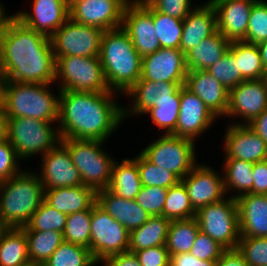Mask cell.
Masks as SVG:
<instances>
[{
    "instance_id": "obj_37",
    "label": "cell",
    "mask_w": 267,
    "mask_h": 266,
    "mask_svg": "<svg viewBox=\"0 0 267 266\" xmlns=\"http://www.w3.org/2000/svg\"><path fill=\"white\" fill-rule=\"evenodd\" d=\"M94 260L89 248L63 241L53 252L44 266H94Z\"/></svg>"
},
{
    "instance_id": "obj_9",
    "label": "cell",
    "mask_w": 267,
    "mask_h": 266,
    "mask_svg": "<svg viewBox=\"0 0 267 266\" xmlns=\"http://www.w3.org/2000/svg\"><path fill=\"white\" fill-rule=\"evenodd\" d=\"M195 218L202 233L210 236L225 249H236L241 238L236 199H227L201 207Z\"/></svg>"
},
{
    "instance_id": "obj_54",
    "label": "cell",
    "mask_w": 267,
    "mask_h": 266,
    "mask_svg": "<svg viewBox=\"0 0 267 266\" xmlns=\"http://www.w3.org/2000/svg\"><path fill=\"white\" fill-rule=\"evenodd\" d=\"M101 263L104 266H141L135 253L129 251L106 257Z\"/></svg>"
},
{
    "instance_id": "obj_27",
    "label": "cell",
    "mask_w": 267,
    "mask_h": 266,
    "mask_svg": "<svg viewBox=\"0 0 267 266\" xmlns=\"http://www.w3.org/2000/svg\"><path fill=\"white\" fill-rule=\"evenodd\" d=\"M97 204L129 232L142 226L151 217L135 199L127 200L108 189L97 191Z\"/></svg>"
},
{
    "instance_id": "obj_52",
    "label": "cell",
    "mask_w": 267,
    "mask_h": 266,
    "mask_svg": "<svg viewBox=\"0 0 267 266\" xmlns=\"http://www.w3.org/2000/svg\"><path fill=\"white\" fill-rule=\"evenodd\" d=\"M253 194L267 195V160L253 163Z\"/></svg>"
},
{
    "instance_id": "obj_65",
    "label": "cell",
    "mask_w": 267,
    "mask_h": 266,
    "mask_svg": "<svg viewBox=\"0 0 267 266\" xmlns=\"http://www.w3.org/2000/svg\"><path fill=\"white\" fill-rule=\"evenodd\" d=\"M127 3H133V0H125Z\"/></svg>"
},
{
    "instance_id": "obj_33",
    "label": "cell",
    "mask_w": 267,
    "mask_h": 266,
    "mask_svg": "<svg viewBox=\"0 0 267 266\" xmlns=\"http://www.w3.org/2000/svg\"><path fill=\"white\" fill-rule=\"evenodd\" d=\"M229 50L237 61L238 72L245 80H259L267 75L257 44L235 41L230 43Z\"/></svg>"
},
{
    "instance_id": "obj_23",
    "label": "cell",
    "mask_w": 267,
    "mask_h": 266,
    "mask_svg": "<svg viewBox=\"0 0 267 266\" xmlns=\"http://www.w3.org/2000/svg\"><path fill=\"white\" fill-rule=\"evenodd\" d=\"M225 159L252 163L267 160L266 143L247 125H228L224 138Z\"/></svg>"
},
{
    "instance_id": "obj_43",
    "label": "cell",
    "mask_w": 267,
    "mask_h": 266,
    "mask_svg": "<svg viewBox=\"0 0 267 266\" xmlns=\"http://www.w3.org/2000/svg\"><path fill=\"white\" fill-rule=\"evenodd\" d=\"M67 214L62 213L43 201L26 224L30 230L64 232Z\"/></svg>"
},
{
    "instance_id": "obj_58",
    "label": "cell",
    "mask_w": 267,
    "mask_h": 266,
    "mask_svg": "<svg viewBox=\"0 0 267 266\" xmlns=\"http://www.w3.org/2000/svg\"><path fill=\"white\" fill-rule=\"evenodd\" d=\"M257 45L259 47V52L262 59L264 70L267 74V39L259 42Z\"/></svg>"
},
{
    "instance_id": "obj_60",
    "label": "cell",
    "mask_w": 267,
    "mask_h": 266,
    "mask_svg": "<svg viewBox=\"0 0 267 266\" xmlns=\"http://www.w3.org/2000/svg\"><path fill=\"white\" fill-rule=\"evenodd\" d=\"M18 266H44L42 263L33 261V260H28Z\"/></svg>"
},
{
    "instance_id": "obj_5",
    "label": "cell",
    "mask_w": 267,
    "mask_h": 266,
    "mask_svg": "<svg viewBox=\"0 0 267 266\" xmlns=\"http://www.w3.org/2000/svg\"><path fill=\"white\" fill-rule=\"evenodd\" d=\"M49 85L51 84L5 81L2 108L6 117L58 122L60 96L50 92Z\"/></svg>"
},
{
    "instance_id": "obj_1",
    "label": "cell",
    "mask_w": 267,
    "mask_h": 266,
    "mask_svg": "<svg viewBox=\"0 0 267 266\" xmlns=\"http://www.w3.org/2000/svg\"><path fill=\"white\" fill-rule=\"evenodd\" d=\"M5 81L53 84L56 59L50 38L22 24L13 15L0 37Z\"/></svg>"
},
{
    "instance_id": "obj_8",
    "label": "cell",
    "mask_w": 267,
    "mask_h": 266,
    "mask_svg": "<svg viewBox=\"0 0 267 266\" xmlns=\"http://www.w3.org/2000/svg\"><path fill=\"white\" fill-rule=\"evenodd\" d=\"M52 124L28 117L9 118L7 140L20 159L43 156L61 141L58 127L53 128Z\"/></svg>"
},
{
    "instance_id": "obj_36",
    "label": "cell",
    "mask_w": 267,
    "mask_h": 266,
    "mask_svg": "<svg viewBox=\"0 0 267 266\" xmlns=\"http://www.w3.org/2000/svg\"><path fill=\"white\" fill-rule=\"evenodd\" d=\"M28 260L27 238L24 230L9 227L0 241V266H18Z\"/></svg>"
},
{
    "instance_id": "obj_31",
    "label": "cell",
    "mask_w": 267,
    "mask_h": 266,
    "mask_svg": "<svg viewBox=\"0 0 267 266\" xmlns=\"http://www.w3.org/2000/svg\"><path fill=\"white\" fill-rule=\"evenodd\" d=\"M142 187V183L137 168V163L133 159H122L115 161L108 190L127 200L135 199Z\"/></svg>"
},
{
    "instance_id": "obj_16",
    "label": "cell",
    "mask_w": 267,
    "mask_h": 266,
    "mask_svg": "<svg viewBox=\"0 0 267 266\" xmlns=\"http://www.w3.org/2000/svg\"><path fill=\"white\" fill-rule=\"evenodd\" d=\"M267 109V83L265 79L245 80L229 91V106L225 117L243 118L249 124Z\"/></svg>"
},
{
    "instance_id": "obj_45",
    "label": "cell",
    "mask_w": 267,
    "mask_h": 266,
    "mask_svg": "<svg viewBox=\"0 0 267 266\" xmlns=\"http://www.w3.org/2000/svg\"><path fill=\"white\" fill-rule=\"evenodd\" d=\"M237 250L249 266H267V237H241Z\"/></svg>"
},
{
    "instance_id": "obj_53",
    "label": "cell",
    "mask_w": 267,
    "mask_h": 266,
    "mask_svg": "<svg viewBox=\"0 0 267 266\" xmlns=\"http://www.w3.org/2000/svg\"><path fill=\"white\" fill-rule=\"evenodd\" d=\"M217 260H201L189 253L170 255V266H216Z\"/></svg>"
},
{
    "instance_id": "obj_46",
    "label": "cell",
    "mask_w": 267,
    "mask_h": 266,
    "mask_svg": "<svg viewBox=\"0 0 267 266\" xmlns=\"http://www.w3.org/2000/svg\"><path fill=\"white\" fill-rule=\"evenodd\" d=\"M267 39V2H255L251 8L244 42L258 44Z\"/></svg>"
},
{
    "instance_id": "obj_51",
    "label": "cell",
    "mask_w": 267,
    "mask_h": 266,
    "mask_svg": "<svg viewBox=\"0 0 267 266\" xmlns=\"http://www.w3.org/2000/svg\"><path fill=\"white\" fill-rule=\"evenodd\" d=\"M134 253L141 266H170V254L166 245L150 247Z\"/></svg>"
},
{
    "instance_id": "obj_63",
    "label": "cell",
    "mask_w": 267,
    "mask_h": 266,
    "mask_svg": "<svg viewBox=\"0 0 267 266\" xmlns=\"http://www.w3.org/2000/svg\"><path fill=\"white\" fill-rule=\"evenodd\" d=\"M0 80H5L1 64V56H0Z\"/></svg>"
},
{
    "instance_id": "obj_42",
    "label": "cell",
    "mask_w": 267,
    "mask_h": 266,
    "mask_svg": "<svg viewBox=\"0 0 267 266\" xmlns=\"http://www.w3.org/2000/svg\"><path fill=\"white\" fill-rule=\"evenodd\" d=\"M180 110V99H164L157 102V105L147 110L144 114H149L153 123L159 130H164V134H172L176 129Z\"/></svg>"
},
{
    "instance_id": "obj_14",
    "label": "cell",
    "mask_w": 267,
    "mask_h": 266,
    "mask_svg": "<svg viewBox=\"0 0 267 266\" xmlns=\"http://www.w3.org/2000/svg\"><path fill=\"white\" fill-rule=\"evenodd\" d=\"M125 0H75L69 5L70 18L103 31L122 27Z\"/></svg>"
},
{
    "instance_id": "obj_62",
    "label": "cell",
    "mask_w": 267,
    "mask_h": 266,
    "mask_svg": "<svg viewBox=\"0 0 267 266\" xmlns=\"http://www.w3.org/2000/svg\"><path fill=\"white\" fill-rule=\"evenodd\" d=\"M9 227L7 225H5L1 220H0V241H1V238L3 236V234L6 232V230L8 229Z\"/></svg>"
},
{
    "instance_id": "obj_41",
    "label": "cell",
    "mask_w": 267,
    "mask_h": 266,
    "mask_svg": "<svg viewBox=\"0 0 267 266\" xmlns=\"http://www.w3.org/2000/svg\"><path fill=\"white\" fill-rule=\"evenodd\" d=\"M91 208L67 215L63 232L64 241L89 248Z\"/></svg>"
},
{
    "instance_id": "obj_21",
    "label": "cell",
    "mask_w": 267,
    "mask_h": 266,
    "mask_svg": "<svg viewBox=\"0 0 267 266\" xmlns=\"http://www.w3.org/2000/svg\"><path fill=\"white\" fill-rule=\"evenodd\" d=\"M185 82H162L139 79L126 93L131 98L129 108L123 106V118L127 116L143 115L147 110L157 105L164 99H180L181 86Z\"/></svg>"
},
{
    "instance_id": "obj_61",
    "label": "cell",
    "mask_w": 267,
    "mask_h": 266,
    "mask_svg": "<svg viewBox=\"0 0 267 266\" xmlns=\"http://www.w3.org/2000/svg\"><path fill=\"white\" fill-rule=\"evenodd\" d=\"M5 80H0V108H2L3 105V85Z\"/></svg>"
},
{
    "instance_id": "obj_2",
    "label": "cell",
    "mask_w": 267,
    "mask_h": 266,
    "mask_svg": "<svg viewBox=\"0 0 267 266\" xmlns=\"http://www.w3.org/2000/svg\"><path fill=\"white\" fill-rule=\"evenodd\" d=\"M58 92L59 125H56L61 139L106 142L124 121L123 107L115 101V92H77L60 89Z\"/></svg>"
},
{
    "instance_id": "obj_24",
    "label": "cell",
    "mask_w": 267,
    "mask_h": 266,
    "mask_svg": "<svg viewBox=\"0 0 267 266\" xmlns=\"http://www.w3.org/2000/svg\"><path fill=\"white\" fill-rule=\"evenodd\" d=\"M185 86L197 95L216 117L226 116L229 91L206 70L188 71Z\"/></svg>"
},
{
    "instance_id": "obj_13",
    "label": "cell",
    "mask_w": 267,
    "mask_h": 266,
    "mask_svg": "<svg viewBox=\"0 0 267 266\" xmlns=\"http://www.w3.org/2000/svg\"><path fill=\"white\" fill-rule=\"evenodd\" d=\"M122 28L142 58L161 48L153 22V6L148 1L126 4Z\"/></svg>"
},
{
    "instance_id": "obj_11",
    "label": "cell",
    "mask_w": 267,
    "mask_h": 266,
    "mask_svg": "<svg viewBox=\"0 0 267 266\" xmlns=\"http://www.w3.org/2000/svg\"><path fill=\"white\" fill-rule=\"evenodd\" d=\"M129 237L130 232L97 202L91 207L89 250L97 263L111 255L127 252Z\"/></svg>"
},
{
    "instance_id": "obj_26",
    "label": "cell",
    "mask_w": 267,
    "mask_h": 266,
    "mask_svg": "<svg viewBox=\"0 0 267 266\" xmlns=\"http://www.w3.org/2000/svg\"><path fill=\"white\" fill-rule=\"evenodd\" d=\"M236 202L241 237H267V195L246 193Z\"/></svg>"
},
{
    "instance_id": "obj_44",
    "label": "cell",
    "mask_w": 267,
    "mask_h": 266,
    "mask_svg": "<svg viewBox=\"0 0 267 266\" xmlns=\"http://www.w3.org/2000/svg\"><path fill=\"white\" fill-rule=\"evenodd\" d=\"M216 80H218L228 91L235 88L245 79L238 72L237 61L233 53L228 52L207 70Z\"/></svg>"
},
{
    "instance_id": "obj_49",
    "label": "cell",
    "mask_w": 267,
    "mask_h": 266,
    "mask_svg": "<svg viewBox=\"0 0 267 266\" xmlns=\"http://www.w3.org/2000/svg\"><path fill=\"white\" fill-rule=\"evenodd\" d=\"M20 160L8 140L0 142V183L5 182L23 170L18 167Z\"/></svg>"
},
{
    "instance_id": "obj_28",
    "label": "cell",
    "mask_w": 267,
    "mask_h": 266,
    "mask_svg": "<svg viewBox=\"0 0 267 266\" xmlns=\"http://www.w3.org/2000/svg\"><path fill=\"white\" fill-rule=\"evenodd\" d=\"M44 201L68 215L90 209L97 202V192L84 185L44 189Z\"/></svg>"
},
{
    "instance_id": "obj_3",
    "label": "cell",
    "mask_w": 267,
    "mask_h": 266,
    "mask_svg": "<svg viewBox=\"0 0 267 266\" xmlns=\"http://www.w3.org/2000/svg\"><path fill=\"white\" fill-rule=\"evenodd\" d=\"M99 58L113 92L126 94L141 78L142 57L122 27L103 32Z\"/></svg>"
},
{
    "instance_id": "obj_30",
    "label": "cell",
    "mask_w": 267,
    "mask_h": 266,
    "mask_svg": "<svg viewBox=\"0 0 267 266\" xmlns=\"http://www.w3.org/2000/svg\"><path fill=\"white\" fill-rule=\"evenodd\" d=\"M171 220L164 216H151L142 226L130 232L129 252L166 244Z\"/></svg>"
},
{
    "instance_id": "obj_40",
    "label": "cell",
    "mask_w": 267,
    "mask_h": 266,
    "mask_svg": "<svg viewBox=\"0 0 267 266\" xmlns=\"http://www.w3.org/2000/svg\"><path fill=\"white\" fill-rule=\"evenodd\" d=\"M133 160L137 163L142 186H158L168 189L181 181L169 170L148 161L141 153Z\"/></svg>"
},
{
    "instance_id": "obj_12",
    "label": "cell",
    "mask_w": 267,
    "mask_h": 266,
    "mask_svg": "<svg viewBox=\"0 0 267 266\" xmlns=\"http://www.w3.org/2000/svg\"><path fill=\"white\" fill-rule=\"evenodd\" d=\"M103 30L69 18L51 37L55 57H99Z\"/></svg>"
},
{
    "instance_id": "obj_7",
    "label": "cell",
    "mask_w": 267,
    "mask_h": 266,
    "mask_svg": "<svg viewBox=\"0 0 267 266\" xmlns=\"http://www.w3.org/2000/svg\"><path fill=\"white\" fill-rule=\"evenodd\" d=\"M55 81L61 91L113 92L104 74L99 57H55Z\"/></svg>"
},
{
    "instance_id": "obj_17",
    "label": "cell",
    "mask_w": 267,
    "mask_h": 266,
    "mask_svg": "<svg viewBox=\"0 0 267 266\" xmlns=\"http://www.w3.org/2000/svg\"><path fill=\"white\" fill-rule=\"evenodd\" d=\"M39 178L44 189L83 185L78 169L74 166L68 148L60 141L41 156Z\"/></svg>"
},
{
    "instance_id": "obj_39",
    "label": "cell",
    "mask_w": 267,
    "mask_h": 266,
    "mask_svg": "<svg viewBox=\"0 0 267 266\" xmlns=\"http://www.w3.org/2000/svg\"><path fill=\"white\" fill-rule=\"evenodd\" d=\"M153 22L161 48L180 49L183 20L159 12L153 7Z\"/></svg>"
},
{
    "instance_id": "obj_29",
    "label": "cell",
    "mask_w": 267,
    "mask_h": 266,
    "mask_svg": "<svg viewBox=\"0 0 267 266\" xmlns=\"http://www.w3.org/2000/svg\"><path fill=\"white\" fill-rule=\"evenodd\" d=\"M230 43L218 31L205 38L185 55L187 71L207 70L228 52Z\"/></svg>"
},
{
    "instance_id": "obj_66",
    "label": "cell",
    "mask_w": 267,
    "mask_h": 266,
    "mask_svg": "<svg viewBox=\"0 0 267 266\" xmlns=\"http://www.w3.org/2000/svg\"><path fill=\"white\" fill-rule=\"evenodd\" d=\"M251 1H254V2H263V0H251Z\"/></svg>"
},
{
    "instance_id": "obj_50",
    "label": "cell",
    "mask_w": 267,
    "mask_h": 266,
    "mask_svg": "<svg viewBox=\"0 0 267 266\" xmlns=\"http://www.w3.org/2000/svg\"><path fill=\"white\" fill-rule=\"evenodd\" d=\"M148 1L157 11L184 20L193 9L191 0H133V3Z\"/></svg>"
},
{
    "instance_id": "obj_57",
    "label": "cell",
    "mask_w": 267,
    "mask_h": 266,
    "mask_svg": "<svg viewBox=\"0 0 267 266\" xmlns=\"http://www.w3.org/2000/svg\"><path fill=\"white\" fill-rule=\"evenodd\" d=\"M8 118L3 108H0V142L7 140Z\"/></svg>"
},
{
    "instance_id": "obj_25",
    "label": "cell",
    "mask_w": 267,
    "mask_h": 266,
    "mask_svg": "<svg viewBox=\"0 0 267 266\" xmlns=\"http://www.w3.org/2000/svg\"><path fill=\"white\" fill-rule=\"evenodd\" d=\"M217 31L216 13L213 5L207 3L193 7L183 20V30L180 50L186 55L202 40L212 36Z\"/></svg>"
},
{
    "instance_id": "obj_10",
    "label": "cell",
    "mask_w": 267,
    "mask_h": 266,
    "mask_svg": "<svg viewBox=\"0 0 267 266\" xmlns=\"http://www.w3.org/2000/svg\"><path fill=\"white\" fill-rule=\"evenodd\" d=\"M140 153L151 163L169 170L180 180L197 165L195 142L171 134L162 133Z\"/></svg>"
},
{
    "instance_id": "obj_56",
    "label": "cell",
    "mask_w": 267,
    "mask_h": 266,
    "mask_svg": "<svg viewBox=\"0 0 267 266\" xmlns=\"http://www.w3.org/2000/svg\"><path fill=\"white\" fill-rule=\"evenodd\" d=\"M267 145V109L247 124Z\"/></svg>"
},
{
    "instance_id": "obj_34",
    "label": "cell",
    "mask_w": 267,
    "mask_h": 266,
    "mask_svg": "<svg viewBox=\"0 0 267 266\" xmlns=\"http://www.w3.org/2000/svg\"><path fill=\"white\" fill-rule=\"evenodd\" d=\"M21 228L24 230L27 238L29 260L42 264L50 258L64 241L63 232L30 230L26 225Z\"/></svg>"
},
{
    "instance_id": "obj_20",
    "label": "cell",
    "mask_w": 267,
    "mask_h": 266,
    "mask_svg": "<svg viewBox=\"0 0 267 266\" xmlns=\"http://www.w3.org/2000/svg\"><path fill=\"white\" fill-rule=\"evenodd\" d=\"M32 13L19 11L13 16L25 26L51 37L69 18L66 0H33Z\"/></svg>"
},
{
    "instance_id": "obj_32",
    "label": "cell",
    "mask_w": 267,
    "mask_h": 266,
    "mask_svg": "<svg viewBox=\"0 0 267 266\" xmlns=\"http://www.w3.org/2000/svg\"><path fill=\"white\" fill-rule=\"evenodd\" d=\"M224 188L226 195L230 190L238 191L231 197L237 198L246 193H252L253 188V163L239 159H224L223 165Z\"/></svg>"
},
{
    "instance_id": "obj_6",
    "label": "cell",
    "mask_w": 267,
    "mask_h": 266,
    "mask_svg": "<svg viewBox=\"0 0 267 266\" xmlns=\"http://www.w3.org/2000/svg\"><path fill=\"white\" fill-rule=\"evenodd\" d=\"M61 142L68 148L83 185L96 192L107 189L116 160L103 150L105 141L61 139Z\"/></svg>"
},
{
    "instance_id": "obj_38",
    "label": "cell",
    "mask_w": 267,
    "mask_h": 266,
    "mask_svg": "<svg viewBox=\"0 0 267 266\" xmlns=\"http://www.w3.org/2000/svg\"><path fill=\"white\" fill-rule=\"evenodd\" d=\"M187 190L180 181L178 184L168 188L162 216L170 220L190 219L195 217Z\"/></svg>"
},
{
    "instance_id": "obj_22",
    "label": "cell",
    "mask_w": 267,
    "mask_h": 266,
    "mask_svg": "<svg viewBox=\"0 0 267 266\" xmlns=\"http://www.w3.org/2000/svg\"><path fill=\"white\" fill-rule=\"evenodd\" d=\"M216 13L217 31L230 42L244 41L254 1L209 0Z\"/></svg>"
},
{
    "instance_id": "obj_47",
    "label": "cell",
    "mask_w": 267,
    "mask_h": 266,
    "mask_svg": "<svg viewBox=\"0 0 267 266\" xmlns=\"http://www.w3.org/2000/svg\"><path fill=\"white\" fill-rule=\"evenodd\" d=\"M167 190L158 186H142L135 201L151 216H162Z\"/></svg>"
},
{
    "instance_id": "obj_59",
    "label": "cell",
    "mask_w": 267,
    "mask_h": 266,
    "mask_svg": "<svg viewBox=\"0 0 267 266\" xmlns=\"http://www.w3.org/2000/svg\"><path fill=\"white\" fill-rule=\"evenodd\" d=\"M5 7L2 6V4L0 3V37L3 34V30L5 28V25L7 23V21L12 17V15H6L5 13Z\"/></svg>"
},
{
    "instance_id": "obj_35",
    "label": "cell",
    "mask_w": 267,
    "mask_h": 266,
    "mask_svg": "<svg viewBox=\"0 0 267 266\" xmlns=\"http://www.w3.org/2000/svg\"><path fill=\"white\" fill-rule=\"evenodd\" d=\"M199 231L195 217L171 220L165 244L169 254L189 253Z\"/></svg>"
},
{
    "instance_id": "obj_55",
    "label": "cell",
    "mask_w": 267,
    "mask_h": 266,
    "mask_svg": "<svg viewBox=\"0 0 267 266\" xmlns=\"http://www.w3.org/2000/svg\"><path fill=\"white\" fill-rule=\"evenodd\" d=\"M216 266H249L241 253L236 249H226L217 260Z\"/></svg>"
},
{
    "instance_id": "obj_64",
    "label": "cell",
    "mask_w": 267,
    "mask_h": 266,
    "mask_svg": "<svg viewBox=\"0 0 267 266\" xmlns=\"http://www.w3.org/2000/svg\"><path fill=\"white\" fill-rule=\"evenodd\" d=\"M75 0H66V2L70 5L71 3H73Z\"/></svg>"
},
{
    "instance_id": "obj_4",
    "label": "cell",
    "mask_w": 267,
    "mask_h": 266,
    "mask_svg": "<svg viewBox=\"0 0 267 266\" xmlns=\"http://www.w3.org/2000/svg\"><path fill=\"white\" fill-rule=\"evenodd\" d=\"M44 201V187L36 172L24 171L0 183V220L21 228Z\"/></svg>"
},
{
    "instance_id": "obj_48",
    "label": "cell",
    "mask_w": 267,
    "mask_h": 266,
    "mask_svg": "<svg viewBox=\"0 0 267 266\" xmlns=\"http://www.w3.org/2000/svg\"><path fill=\"white\" fill-rule=\"evenodd\" d=\"M226 249L210 236L198 232L190 253L201 260H218Z\"/></svg>"
},
{
    "instance_id": "obj_19",
    "label": "cell",
    "mask_w": 267,
    "mask_h": 266,
    "mask_svg": "<svg viewBox=\"0 0 267 266\" xmlns=\"http://www.w3.org/2000/svg\"><path fill=\"white\" fill-rule=\"evenodd\" d=\"M186 57L180 49L160 48L142 58L141 79L162 82H185Z\"/></svg>"
},
{
    "instance_id": "obj_15",
    "label": "cell",
    "mask_w": 267,
    "mask_h": 266,
    "mask_svg": "<svg viewBox=\"0 0 267 266\" xmlns=\"http://www.w3.org/2000/svg\"><path fill=\"white\" fill-rule=\"evenodd\" d=\"M216 118L197 95L182 85L178 120L171 135L195 141L213 125Z\"/></svg>"
},
{
    "instance_id": "obj_18",
    "label": "cell",
    "mask_w": 267,
    "mask_h": 266,
    "mask_svg": "<svg viewBox=\"0 0 267 266\" xmlns=\"http://www.w3.org/2000/svg\"><path fill=\"white\" fill-rule=\"evenodd\" d=\"M181 182L195 211L227 198L222 175L205 164H197Z\"/></svg>"
}]
</instances>
